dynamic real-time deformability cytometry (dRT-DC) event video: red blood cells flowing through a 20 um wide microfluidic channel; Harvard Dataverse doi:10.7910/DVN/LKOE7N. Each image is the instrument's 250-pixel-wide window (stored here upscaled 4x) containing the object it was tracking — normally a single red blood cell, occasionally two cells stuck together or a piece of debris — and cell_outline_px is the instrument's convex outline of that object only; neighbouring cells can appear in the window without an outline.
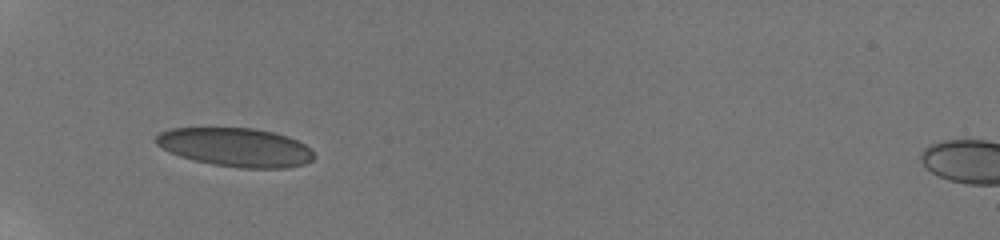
{"species": "human", "species_latin": "Homo sapiens", "temperature_condition": "room temperature", "stored_images_in_passage": 37, "camera_frame_rate_fps": 3000, "um_per_image_px": 0.085, "donor": {"sex": "male"}, "frame": {"image": 1, "passage_image": 1, "time_ms": 0.0, "image_size_px": [1000, 240], "cell_outline_px": [[316, 156], [312, 160], [304, 164], [288, 168], [240, 168], [212, 164], [192, 160], [180, 156], [156, 144], [156, 136], [160, 132], [172, 128], [256, 128], [288, 136], [312, 148]], "centroid_in_image_um": [20.08, 12.52], "position_along_channel_um": 64.9, "area_um2": 35.72}}
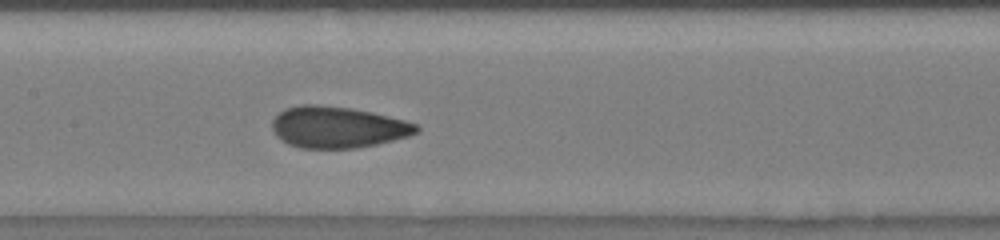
{"frame": {"image": 2, "passage_image": 15, "time_ms": 3.333, "image_size_px": [1000, 240], "cell_outline_px": [[420, 132], [408, 136], [376, 144], [352, 148], [300, 148], [288, 144], [276, 136], [272, 128], [272, 120], [284, 108], [304, 104], [316, 104], [352, 108], [372, 112], [404, 120], [416, 124], [420, 128]], "centroid_in_image_um": [28.69, 10.8], "position_along_channel_um": 178.7, "area_um2": 34.8}}
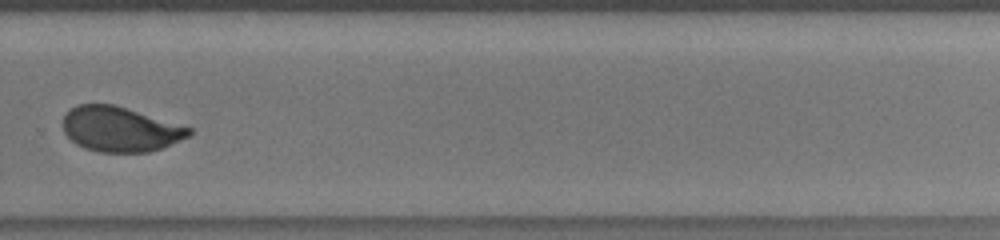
{"frame": {"image": 3, "passage_image": 24, "time_ms": 7.0, "image_size_px": [1000, 240], "cell_outline_px": [[192, 132], [188, 136], [160, 148], [148, 152], [100, 152], [84, 148], [76, 144], [64, 132], [64, 116], [76, 104], [112, 104], [192, 128]], "centroid_in_image_um": [10.18, 10.98], "position_along_channel_um": 319.6, "area_um2": 32.43}, "authors_computed_cell_mechanics": {"area_um2": 34.1598, "velocity_mm_per_s": 3.8617, "shape_relaxation_time_tau1_ms": 4.2385, "shape_relaxation_time_tau2_ms": 0.8295, "deformation_change_tau1": 0.1432, "deformation_change_tau2": 0.053}}